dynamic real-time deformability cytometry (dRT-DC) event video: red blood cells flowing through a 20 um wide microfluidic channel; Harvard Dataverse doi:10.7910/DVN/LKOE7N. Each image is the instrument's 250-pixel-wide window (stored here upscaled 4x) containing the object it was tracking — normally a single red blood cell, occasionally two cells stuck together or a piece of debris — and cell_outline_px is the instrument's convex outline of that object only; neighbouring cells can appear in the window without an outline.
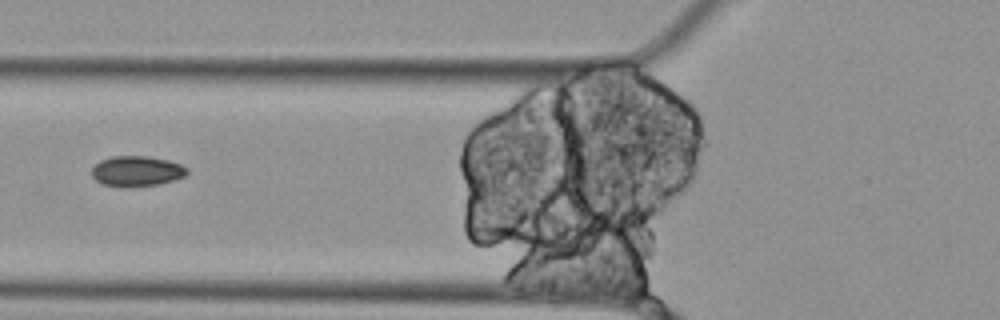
{"species": "Egyptian fruit bat (a non-hibernating species)", "species_latin": "Rousettus aegyptiacus", "temperature_condition": "cold", "stored_images_in_passage": 6, "segment_of_instrument_passage": [2, 2], "camera_frame_rate_fps": 3000, "um_per_image_px": 0.085, "animal": {"sex": "female"}, "frame": {"image": 1, "passage_image": 4, "time_ms": 1.0, "image_size_px": [1000, 320], "cell_outline_px": [[188, 172], [184, 176], [172, 180], [156, 184], [128, 188], [124, 188], [104, 184], [96, 180], [92, 176], [92, 168], [100, 160], [112, 156], [148, 156], [168, 160], [180, 164], [188, 168]], "centroid_in_image_um": [11.6, 14.55], "position_along_channel_um": 114.2, "area_um2": 16.88}}
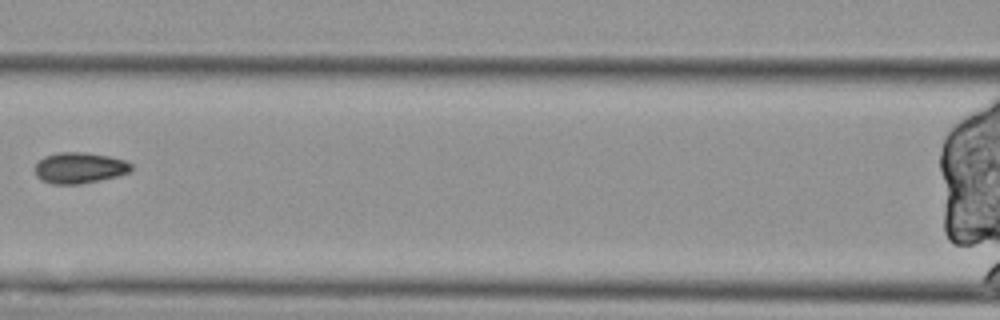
{"frame": {"image": 2, "passage_image": 5, "time_ms": 1.333, "image_size_px": [1000, 320], "cell_outline_px": [[132, 172], [116, 176], [80, 184], [52, 184], [36, 176], [36, 164], [44, 156], [56, 152], [84, 152], [108, 156], [124, 160], [132, 164]], "centroid_in_image_um": [6.77, 14.26], "position_along_channel_um": 159.8, "area_um2": 17.28}}
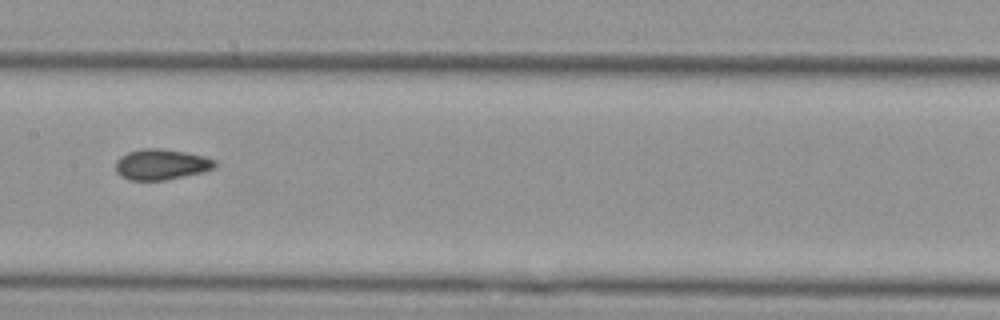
{"frame": {"image": 3, "passage_image": 6, "time_ms": 1.667, "image_size_px": [1000, 320], "cell_outline_px": [[216, 168], [204, 172], [164, 180], [128, 180], [120, 176], [116, 172], [116, 160], [120, 156], [128, 152], [144, 148], [160, 148], [184, 152], [204, 156], [216, 160]], "centroid_in_image_um": [13.71, 13.98], "position_along_channel_um": 193.7, "area_um2": 17.86}}